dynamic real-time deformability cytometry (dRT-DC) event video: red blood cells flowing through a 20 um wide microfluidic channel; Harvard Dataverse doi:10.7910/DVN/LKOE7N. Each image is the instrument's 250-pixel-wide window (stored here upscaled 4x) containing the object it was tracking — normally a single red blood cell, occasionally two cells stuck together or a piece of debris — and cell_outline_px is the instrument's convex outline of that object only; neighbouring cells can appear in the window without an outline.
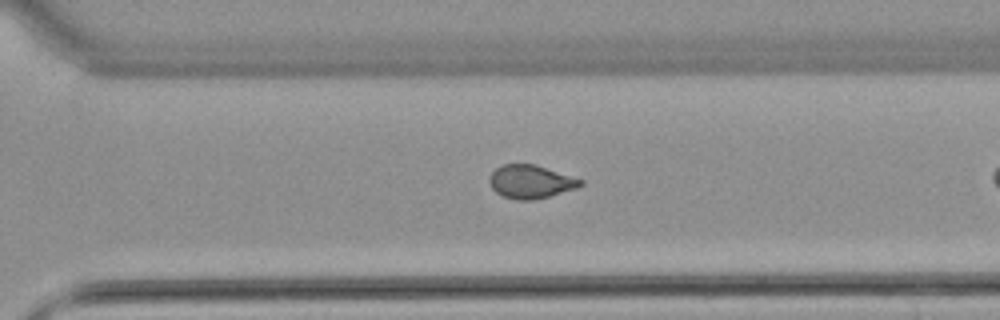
{"species": "common noctule bat (a hibernating species)", "species_latin": "Nyctalus noctula", "temperature_condition": "warm", "stored_images_in_passage": 32, "camera_frame_rate_fps": 3000, "um_per_image_px": 0.085, "animal": {"sex": "female", "body_mass_g": 22.7, "forearm_length_mm": 54.2}, "frame": {"image": 1, "passage_image": 28, "time_ms": 9.0, "image_size_px": [1000, 320], "cell_outline_px": [[584, 184], [576, 188], [536, 200], [516, 200], [504, 196], [496, 192], [492, 188], [488, 180], [492, 172], [496, 168], [504, 164], [536, 164], [584, 180]], "centroid_in_image_um": [45.12, 15.44], "position_along_channel_um": 325.5, "area_um2": 17.74}}